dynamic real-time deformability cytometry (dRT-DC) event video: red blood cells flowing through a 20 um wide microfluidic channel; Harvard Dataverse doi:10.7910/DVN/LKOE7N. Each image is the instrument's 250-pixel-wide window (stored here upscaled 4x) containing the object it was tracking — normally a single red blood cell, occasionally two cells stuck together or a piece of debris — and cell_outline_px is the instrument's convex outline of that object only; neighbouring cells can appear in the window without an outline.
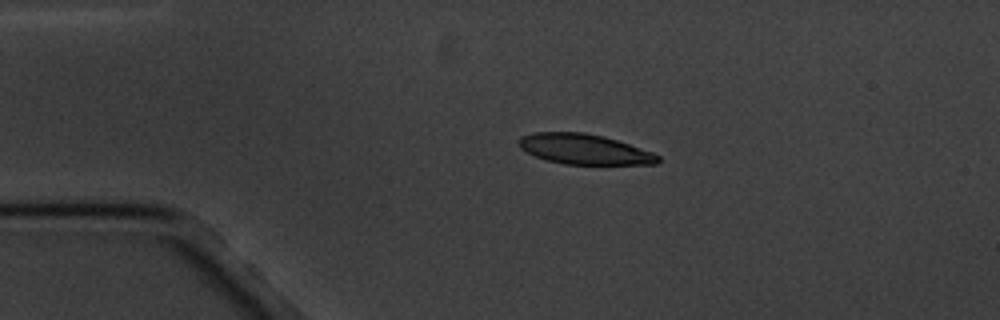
{"species": "common noctule bat (a hibernating species)", "species_latin": "Nyctalus noctula", "temperature_condition": "cold", "stored_images_in_passage": 4, "camera_frame_rate_fps": 3000, "um_per_image_px": 0.085, "animal": {"sex": "male", "body_mass_g": 20.1, "forearm_length_mm": 53.5}, "frame": {"image": 1, "passage_image": 3, "time_ms": 2.333, "image_size_px": [1000, 320], "cell_outline_px": [[660, 160], [656, 164], [564, 164], [548, 160], [536, 156], [520, 148], [520, 136], [532, 132], [584, 132], [604, 136], [652, 152], [660, 156]], "centroid_in_image_um": [49.67, 12.67], "position_along_channel_um": 35.3, "area_um2": 24.28}}